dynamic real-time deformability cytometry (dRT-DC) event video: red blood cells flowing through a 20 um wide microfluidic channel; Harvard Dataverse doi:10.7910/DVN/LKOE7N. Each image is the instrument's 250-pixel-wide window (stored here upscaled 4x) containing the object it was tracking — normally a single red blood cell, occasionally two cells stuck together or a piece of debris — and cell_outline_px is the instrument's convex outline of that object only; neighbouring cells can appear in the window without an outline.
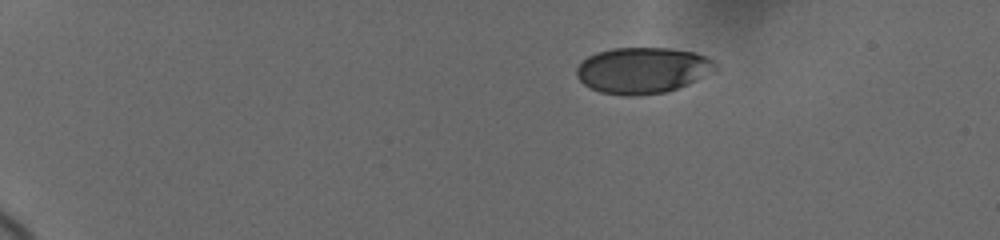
{"species": "human", "species_latin": "Homo sapiens", "temperature_condition": "cold", "stored_images_in_passage": 5, "camera_frame_rate_fps": 3000, "um_per_image_px": 0.085, "donor": {"sex": "female"}, "frame": {"image": 1, "passage_image": 1, "time_ms": 0.0, "image_size_px": [1000, 240], "cell_outline_px": [[716, 68], [696, 80], [688, 84], [664, 92], [632, 96], [624, 96], [600, 92], [584, 84], [576, 76], [576, 68], [588, 56], [596, 52], [612, 48], [668, 48], [696, 52], [712, 60], [716, 64]], "centroid_in_image_um": [54.58, 5.97], "position_along_channel_um": 30.4, "area_um2": 36.99}}
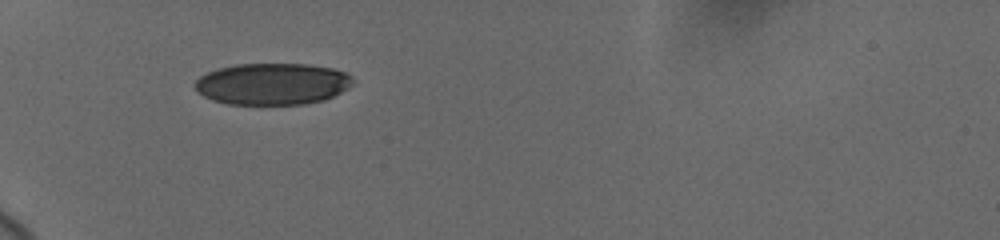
{"frame": {"image": 2, "passage_image": 4, "time_ms": 3.333, "image_size_px": [1000, 240], "cell_outline_px": [[352, 84], [348, 88], [324, 100], [304, 104], [228, 104], [212, 100], [196, 92], [192, 84], [200, 76], [208, 72], [220, 68], [236, 64], [308, 64], [332, 68], [344, 72], [352, 76]], "centroid_in_image_um": [23.12, 7.13], "position_along_channel_um": 61.9, "area_um2": 38.38}}